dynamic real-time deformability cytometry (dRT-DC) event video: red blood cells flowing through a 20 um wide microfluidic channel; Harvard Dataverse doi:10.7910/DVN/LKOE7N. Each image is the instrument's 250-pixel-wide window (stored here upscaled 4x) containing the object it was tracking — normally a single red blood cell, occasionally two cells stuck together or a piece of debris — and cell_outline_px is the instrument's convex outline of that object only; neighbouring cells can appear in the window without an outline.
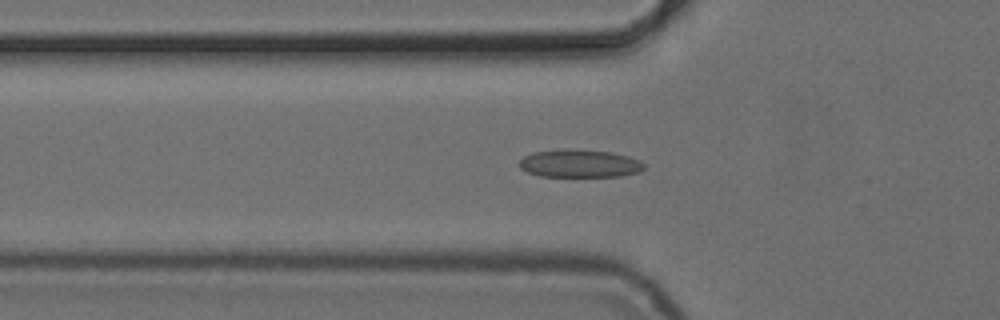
{"species": "common noctule bat (a hibernating species)", "species_latin": "Nyctalus noctula", "temperature_condition": "cold", "stored_images_in_passage": 5, "camera_frame_rate_fps": 3000, "um_per_image_px": 0.085, "animal": {"sex": "female", "body_mass_g": 24.6, "forearm_length_mm": 56.2}, "frame": {"image": 1, "passage_image": 5, "time_ms": 5.333, "image_size_px": [1000, 320], "cell_outline_px": [[644, 168], [640, 172], [620, 176], [540, 176], [528, 172], [520, 168], [520, 160], [524, 156], [532, 152], [564, 148], [612, 152], [628, 156], [640, 160], [644, 164]], "centroid_in_image_um": [49.27, 13.89], "position_along_channel_um": 76.5, "area_um2": 20.35}}